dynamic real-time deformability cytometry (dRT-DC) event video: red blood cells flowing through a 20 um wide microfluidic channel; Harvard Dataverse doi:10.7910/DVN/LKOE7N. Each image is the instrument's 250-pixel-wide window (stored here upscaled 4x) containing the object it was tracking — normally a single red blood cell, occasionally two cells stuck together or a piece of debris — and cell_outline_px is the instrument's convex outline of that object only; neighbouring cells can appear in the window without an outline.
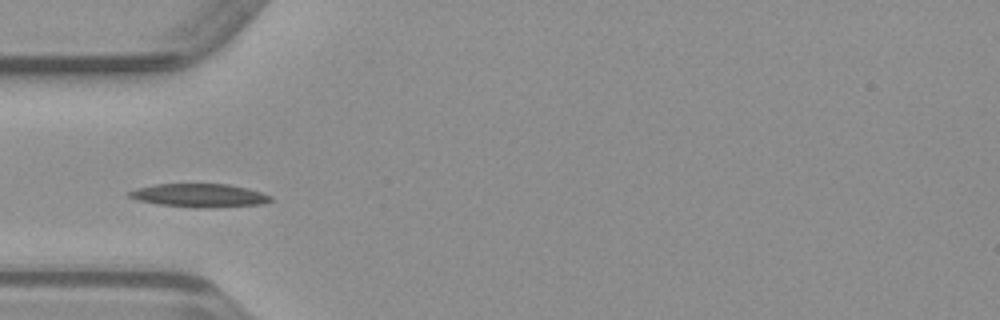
{"species": "common noctule bat (a hibernating species)", "species_latin": "Nyctalus noctula", "temperature_condition": "warm", "stored_images_in_passage": 32, "camera_frame_rate_fps": 3000, "um_per_image_px": 0.085, "animal": {"sex": "male", "body_mass_g": 23.1, "forearm_length_mm": 52.7}, "frame": {"image": 1, "passage_image": 2, "time_ms": 0.333, "image_size_px": [1000, 320], "cell_outline_px": [[272, 200], [264, 204], [200, 208], [160, 204], [136, 200], [128, 196], [128, 192], [136, 188], [152, 184], [228, 184], [248, 188], [272, 196]], "centroid_in_image_um": [16.94, 16.6], "position_along_channel_um": 68.1, "area_um2": 19.25}}
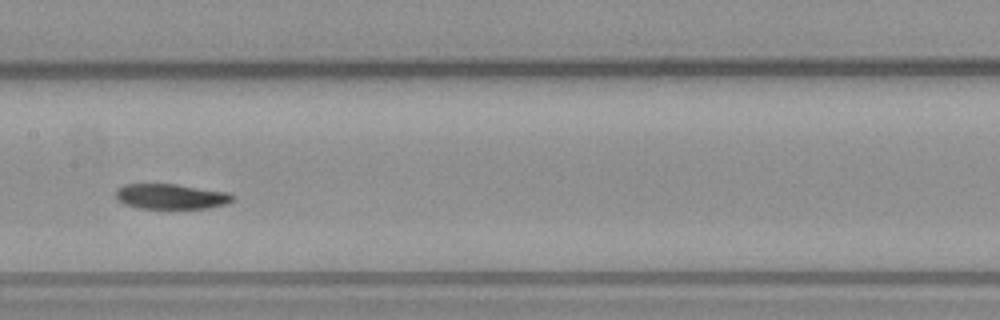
{"frame": {"image": 2, "passage_image": 11, "time_ms": 3.333, "image_size_px": [1000, 320], "cell_outline_px": [[236, 200], [228, 204], [212, 208], [140, 208], [124, 204], [116, 196], [116, 188], [124, 184], [176, 184], [228, 192], [236, 196]], "centroid_in_image_um": [14.61, 16.7], "position_along_channel_um": 192.8, "area_um2": 17.34}}
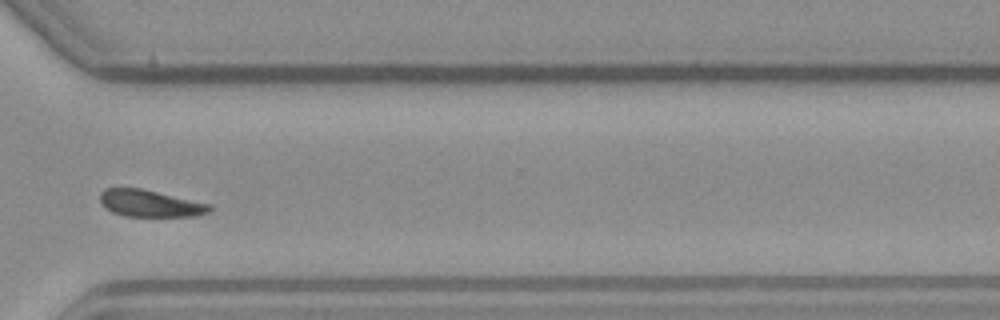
{"frame": {"image": 3, "passage_image": 23, "time_ms": 7.333, "image_size_px": [1000, 320], "cell_outline_px": [[212, 208], [208, 212], [196, 216], [124, 216], [112, 212], [104, 208], [100, 200], [100, 192], [104, 188], [140, 188], [212, 204]], "centroid_in_image_um": [12.74, 17.29], "position_along_channel_um": 357.9, "area_um2": 17.22}}